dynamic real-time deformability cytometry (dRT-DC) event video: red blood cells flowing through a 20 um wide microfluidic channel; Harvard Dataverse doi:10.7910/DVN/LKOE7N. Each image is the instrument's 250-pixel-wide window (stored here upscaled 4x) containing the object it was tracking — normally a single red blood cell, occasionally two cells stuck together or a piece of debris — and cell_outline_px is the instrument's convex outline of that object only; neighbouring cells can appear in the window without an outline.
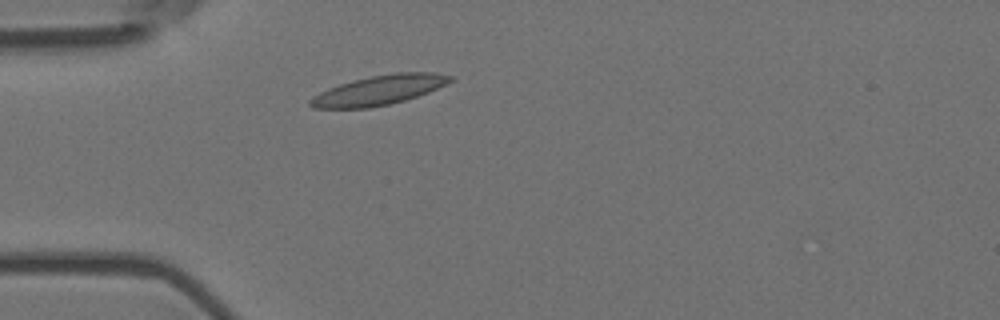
{"species": "Egyptian fruit bat (a non-hibernating species)", "species_latin": "Rousettus aegyptiacus", "temperature_condition": "room temperature", "stored_images_in_passage": 1, "camera_frame_rate_fps": 3000, "um_per_image_px": 0.085, "animal": {"sex": "female"}, "frame": {"image": 1, "passage_image": 1, "time_ms": 0.0, "image_size_px": [1000, 320], "cell_outline_px": [[456, 80], [428, 92], [404, 100], [388, 104], [368, 108], [312, 108], [308, 104], [308, 100], [312, 96], [328, 88], [352, 80], [372, 76], [396, 72], [432, 72], [452, 76]], "centroid_in_image_um": [32.21, 7.66], "position_along_channel_um": 52.8, "area_um2": 24.1}}